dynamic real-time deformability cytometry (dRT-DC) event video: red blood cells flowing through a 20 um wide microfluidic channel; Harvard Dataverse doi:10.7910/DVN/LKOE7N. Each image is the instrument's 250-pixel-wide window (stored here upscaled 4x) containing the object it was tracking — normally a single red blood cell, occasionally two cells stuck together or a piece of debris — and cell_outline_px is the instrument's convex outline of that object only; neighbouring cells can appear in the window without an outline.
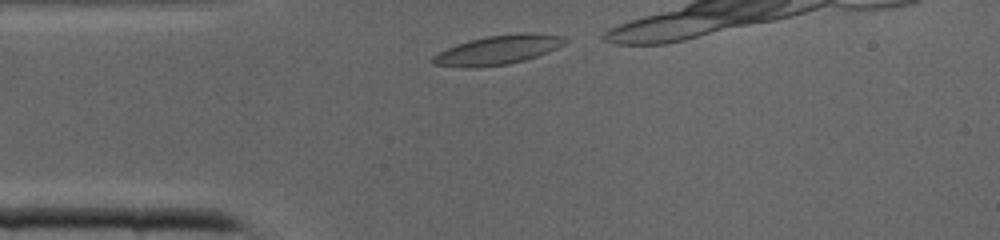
{"species": "common noctule bat (a hibernating species)", "species_latin": "Nyctalus noctula", "temperature_condition": "cold", "stored_images_in_passage": 8, "camera_frame_rate_fps": 3000, "um_per_image_px": 0.085, "animal": {"sex": "male", "body_mass_g": 19.0, "forearm_length_mm": 50.8}, "frame": {"image": 1, "passage_image": 1, "time_ms": 0.0, "image_size_px": [1000, 240], "cell_outline_px": [[568, 40], [564, 44], [556, 48], [536, 56], [524, 60], [508, 64], [476, 68], [460, 68], [432, 64], [432, 56], [448, 48], [472, 40], [488, 36], [516, 32], [532, 32], [564, 36]], "centroid_in_image_um": [42.34, 4.25], "position_along_channel_um": 42.7, "area_um2": 22.48}}
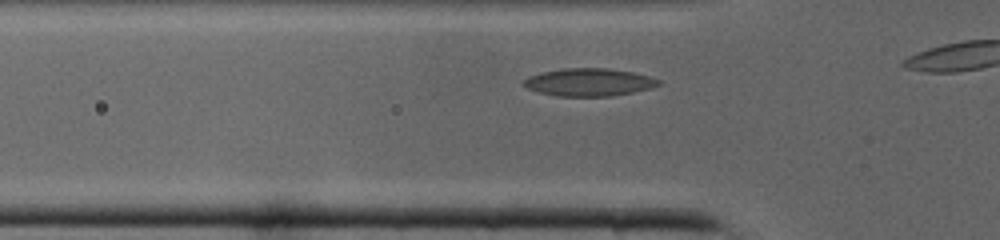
{"frame": {"image": 2, "passage_image": 4, "time_ms": 1.0, "image_size_px": [1000, 240], "cell_outline_px": [[664, 84], [652, 88], [612, 96], [556, 96], [540, 92], [528, 88], [520, 84], [520, 80], [528, 76], [540, 72], [564, 68], [608, 68], [632, 72], [648, 76], [660, 80]], "centroid_in_image_um": [50.04, 6.98], "position_along_channel_um": 75.8, "area_um2": 22.02}}
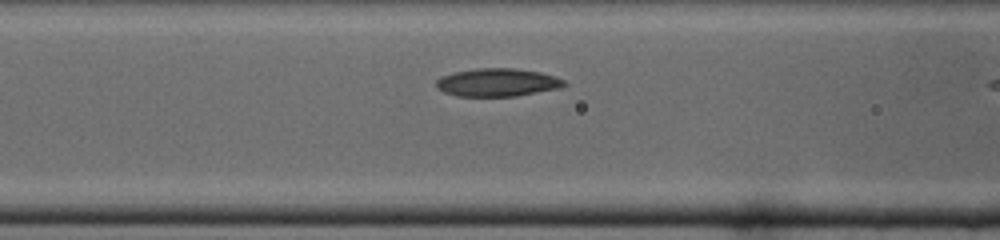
{"frame": {"image": 3, "passage_image": 7, "time_ms": 2.0, "image_size_px": [1000, 240], "cell_outline_px": [[568, 84], [560, 88], [516, 96], [456, 96], [444, 92], [436, 88], [436, 80], [440, 76], [452, 72], [476, 68], [516, 68], [540, 72], [556, 76], [564, 80]], "centroid_in_image_um": [42.27, 7.0], "position_along_channel_um": 124.3, "area_um2": 21.15}}